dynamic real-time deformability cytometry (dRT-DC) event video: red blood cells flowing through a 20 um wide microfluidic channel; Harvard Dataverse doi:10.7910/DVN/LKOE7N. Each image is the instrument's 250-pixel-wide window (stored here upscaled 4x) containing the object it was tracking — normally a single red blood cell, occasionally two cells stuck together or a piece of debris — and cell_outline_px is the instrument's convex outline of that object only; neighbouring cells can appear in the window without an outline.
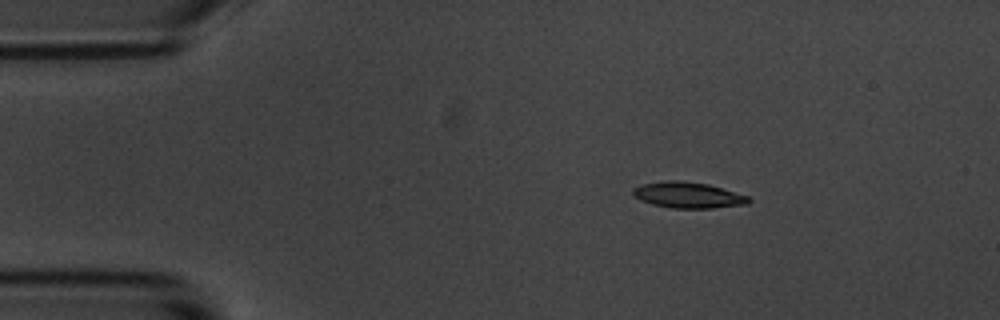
{"species": "common noctule bat (a hibernating species)", "species_latin": "Nyctalus noctula", "temperature_condition": "room temperature", "stored_images_in_passage": 5, "camera_frame_rate_fps": 3000, "um_per_image_px": 0.085, "animal": {"sex": "male", "body_mass_g": 20.1, "forearm_length_mm": 53.5}, "frame": {"image": 1, "passage_image": 3, "time_ms": 2.333, "image_size_px": [1000, 320], "cell_outline_px": [[752, 200], [748, 204], [712, 208], [672, 208], [652, 204], [640, 200], [632, 196], [632, 188], [640, 184], [664, 180], [680, 180], [708, 184], [748, 196]], "centroid_in_image_um": [58.43, 16.57], "position_along_channel_um": 26.6, "area_um2": 17.69}}